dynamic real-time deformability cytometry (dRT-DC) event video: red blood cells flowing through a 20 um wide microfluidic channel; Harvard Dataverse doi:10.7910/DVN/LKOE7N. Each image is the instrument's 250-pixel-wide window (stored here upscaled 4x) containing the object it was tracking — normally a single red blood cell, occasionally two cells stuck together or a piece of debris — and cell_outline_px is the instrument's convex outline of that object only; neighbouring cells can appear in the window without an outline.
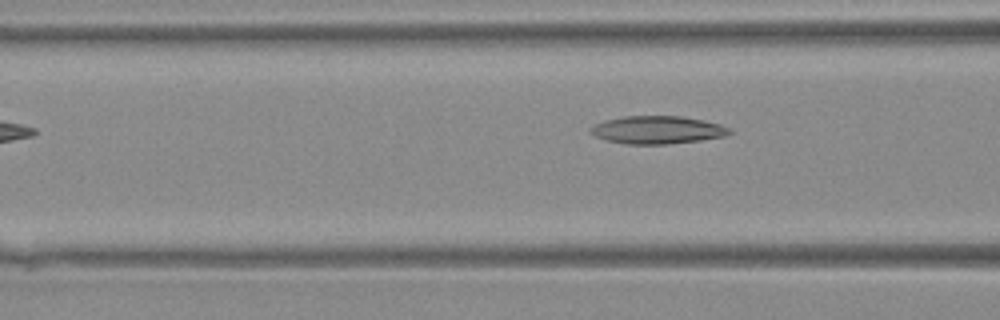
{"species": "Egyptian fruit bat (a non-hibernating species)", "species_latin": "Rousettus aegyptiacus", "temperature_condition": "warm", "stored_images_in_passage": 5, "camera_frame_rate_fps": 3000, "um_per_image_px": 0.085, "animal": {"sex": "female"}, "frame": {"image": 1, "passage_image": 5, "time_ms": 1.333, "image_size_px": [1000, 320], "cell_outline_px": [[732, 132], [724, 136], [700, 140], [668, 144], [628, 144], [608, 140], [596, 136], [588, 132], [588, 128], [604, 120], [624, 116], [680, 116], [704, 120], [720, 124], [732, 128]], "centroid_in_image_um": [55.88, 11.03], "position_along_channel_um": 110.7, "area_um2": 22.54}}